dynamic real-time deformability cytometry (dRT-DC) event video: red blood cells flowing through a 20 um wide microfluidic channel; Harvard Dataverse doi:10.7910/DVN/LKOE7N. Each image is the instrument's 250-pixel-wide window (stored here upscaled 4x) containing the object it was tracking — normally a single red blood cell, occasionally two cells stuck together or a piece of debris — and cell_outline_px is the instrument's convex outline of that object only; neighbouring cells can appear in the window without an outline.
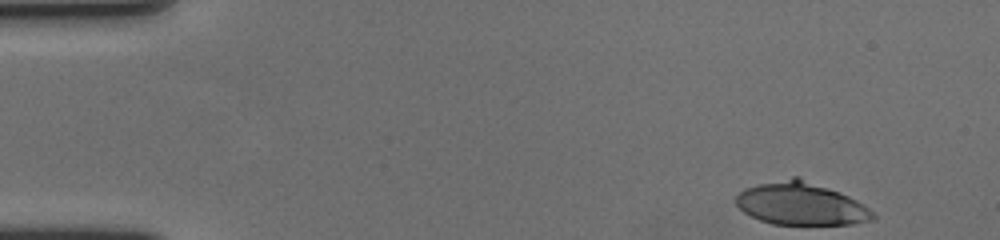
{"species": "human", "species_latin": "Homo sapiens", "temperature_condition": "cold", "stored_images_in_passage": 46, "camera_frame_rate_fps": 3000, "um_per_image_px": 0.085, "donor": {"sex": "female"}, "frame": {"image": 1, "passage_image": 1, "time_ms": 0.0, "image_size_px": [1000, 240], "cell_outline_px": [[876, 220], [852, 224], [772, 224], [760, 220], [744, 212], [736, 204], [736, 196], [744, 188], [756, 184], [792, 176], [800, 176], [840, 192], [856, 200], [868, 208], [876, 216]], "centroid_in_image_um": [68.08, 17.3], "position_along_channel_um": 16.9, "area_um2": 34.22}}
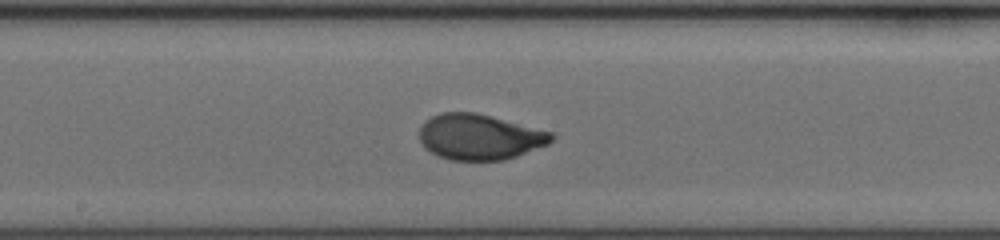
{"frame": {"image": 2, "passage_image": 27, "time_ms": 8.667, "image_size_px": [1000, 240], "cell_outline_px": [[556, 136], [548, 144], [516, 156], [504, 160], [452, 160], [436, 156], [424, 148], [420, 140], [420, 128], [424, 120], [440, 112], [476, 112], [552, 132]], "centroid_in_image_um": [40.73, 11.63], "position_along_channel_um": 207.5, "area_um2": 35.2}}
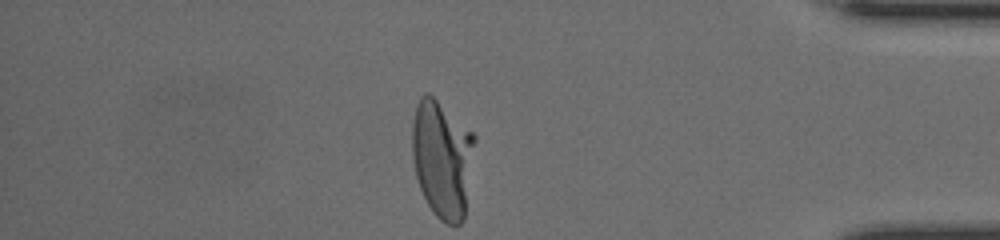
{"frame": {"image": 3, "passage_image": 46, "time_ms": 15.0, "image_size_px": [1000, 240], "cell_outline_px": [[476, 140], [464, 220], [460, 224], [448, 224], [440, 220], [436, 216], [428, 204], [420, 188], [416, 176], [412, 156], [412, 124], [416, 108], [420, 96], [424, 92], [428, 92], [472, 132], [476, 136]], "centroid_in_image_um": [37.6, 13.5], "position_along_channel_um": 397.6, "area_um2": 42.95}, "authors_computed_cell_mechanics": {"area_um2": 35.6626, "velocity_mm_per_s": 3.546, "shape_relaxation_time_tau1_ms": 3.5551, "shape_relaxation_time_tau2_ms": null, "deformation_change_tau1": 0.1879, "deformation_change_tau2": null}}